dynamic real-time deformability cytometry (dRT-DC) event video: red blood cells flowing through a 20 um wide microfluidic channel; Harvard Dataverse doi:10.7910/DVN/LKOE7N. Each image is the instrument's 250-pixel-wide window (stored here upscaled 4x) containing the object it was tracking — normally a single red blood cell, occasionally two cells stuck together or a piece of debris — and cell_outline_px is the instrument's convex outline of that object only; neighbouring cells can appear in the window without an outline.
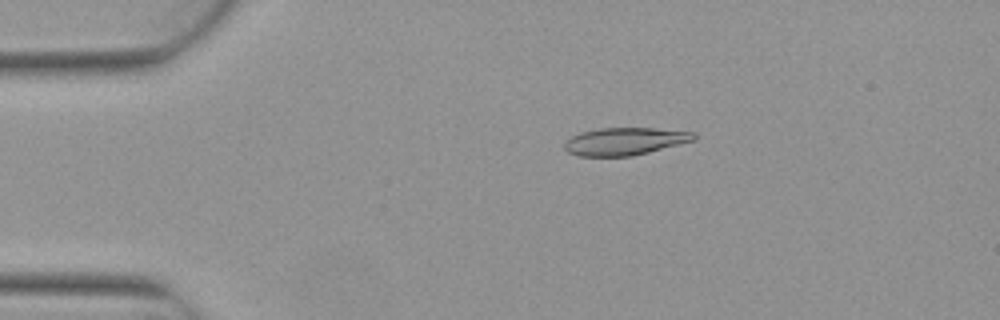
{"species": "Egyptian fruit bat (a non-hibernating species)", "species_latin": "Rousettus aegyptiacus", "temperature_condition": "warm", "stored_images_in_passage": 4, "camera_frame_rate_fps": 3000, "um_per_image_px": 0.085, "animal": {"sex": "female"}, "frame": {"image": 1, "passage_image": 3, "time_ms": 0.667, "image_size_px": [1000, 320], "cell_outline_px": [[696, 140], [632, 156], [580, 156], [568, 152], [564, 148], [564, 144], [572, 136], [580, 132], [600, 128], [652, 128], [696, 132]], "centroid_in_image_um": [53.13, 12.01], "position_along_channel_um": 31.9, "area_um2": 20.69}}